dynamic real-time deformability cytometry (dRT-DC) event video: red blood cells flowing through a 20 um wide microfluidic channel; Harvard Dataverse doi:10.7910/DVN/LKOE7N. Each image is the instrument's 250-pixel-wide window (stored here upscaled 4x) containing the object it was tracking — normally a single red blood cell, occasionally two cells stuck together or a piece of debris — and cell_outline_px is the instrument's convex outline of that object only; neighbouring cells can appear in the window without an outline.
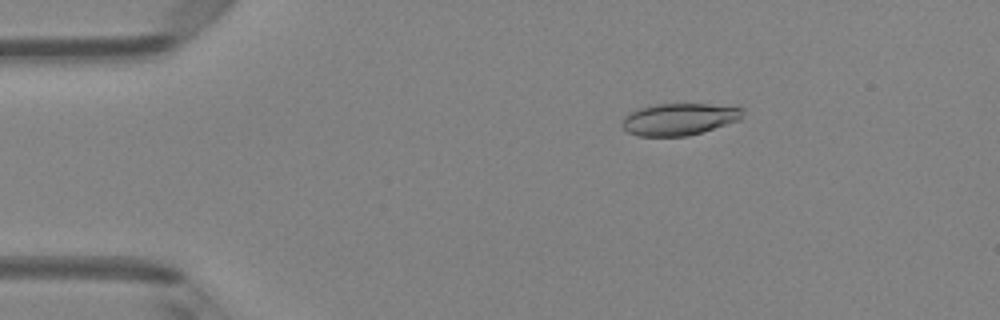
{"species": "Egyptian fruit bat (a non-hibernating species)", "species_latin": "Rousettus aegyptiacus", "temperature_condition": "room temperature", "stored_images_in_passage": 7, "camera_frame_rate_fps": 3000, "um_per_image_px": 0.085, "animal": {"sex": "female"}, "frame": {"image": 1, "passage_image": 3, "time_ms": 0.667, "image_size_px": [1000, 320], "cell_outline_px": [[744, 112], [740, 120], [688, 136], [636, 136], [628, 132], [620, 124], [624, 116], [640, 108], [656, 104], [708, 104], [744, 108]], "centroid_in_image_um": [57.72, 10.13], "position_along_channel_um": 27.3, "area_um2": 22.37}}
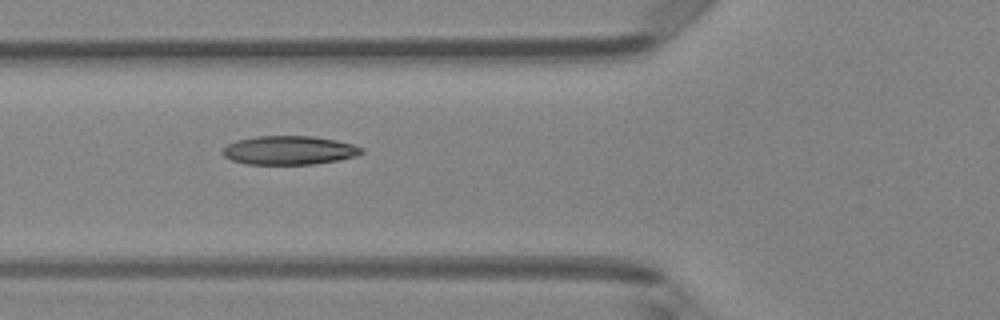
{"frame": {"image": 2, "passage_image": 6, "time_ms": 1.667, "image_size_px": [1000, 320], "cell_outline_px": [[364, 152], [356, 156], [336, 160], [312, 164], [248, 164], [232, 160], [224, 156], [220, 152], [228, 144], [236, 140], [256, 136], [312, 136], [336, 140], [352, 144], [364, 148]], "centroid_in_image_um": [24.57, 12.77], "position_along_channel_um": 101.2, "area_um2": 23.24}}
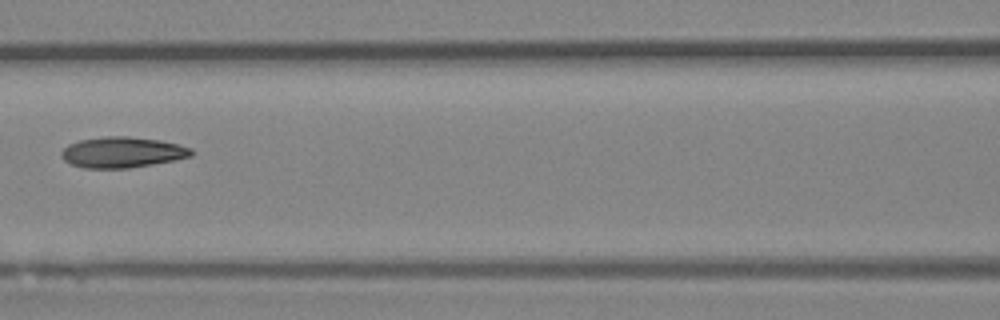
{"frame": {"image": 3, "passage_image": 7, "time_ms": 2.0, "image_size_px": [1000, 320], "cell_outline_px": [[192, 156], [176, 160], [128, 168], [84, 168], [72, 164], [64, 160], [60, 156], [60, 152], [68, 144], [80, 140], [104, 136], [128, 136], [160, 140], [192, 148]], "centroid_in_image_um": [10.38, 12.94], "position_along_channel_um": 156.2, "area_um2": 23.29}}